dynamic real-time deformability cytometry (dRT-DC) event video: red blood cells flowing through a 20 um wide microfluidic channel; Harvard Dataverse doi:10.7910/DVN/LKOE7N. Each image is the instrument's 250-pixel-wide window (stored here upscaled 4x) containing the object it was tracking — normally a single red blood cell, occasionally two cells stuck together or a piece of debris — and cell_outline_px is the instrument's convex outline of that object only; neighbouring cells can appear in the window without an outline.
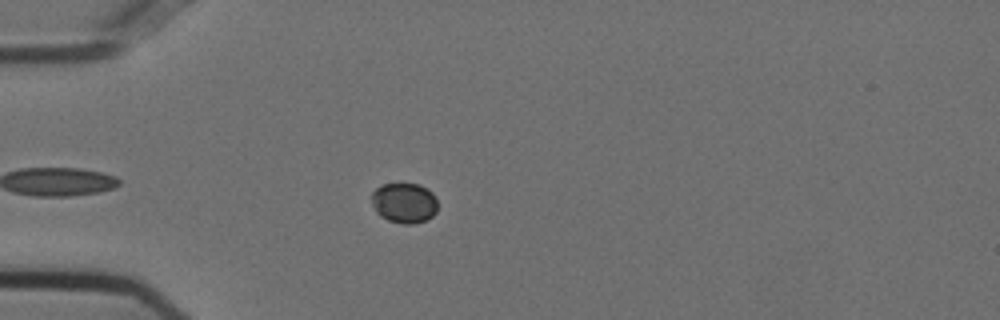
{"species": "Egyptian fruit bat (a non-hibernating species)", "species_latin": "Rousettus aegyptiacus", "temperature_condition": "cold", "stored_images_in_passage": 47, "camera_frame_rate_fps": 3000, "um_per_image_px": 0.085, "animal": {"sex": "female"}, "frame": {"image": 1, "passage_image": 8, "time_ms": 2.333, "image_size_px": [1000, 320], "cell_outline_px": [[436, 212], [428, 220], [412, 224], [404, 224], [388, 220], [380, 216], [376, 212], [372, 204], [372, 192], [376, 188], [384, 184], [420, 184], [428, 188], [436, 196]], "centroid_in_image_um": [34.37, 17.25], "position_along_channel_um": 50.6, "area_um2": 15.61}}
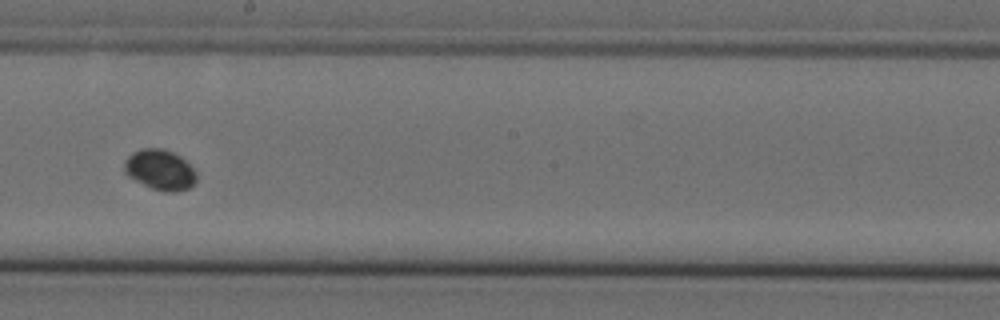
{"frame": {"image": 2, "passage_image": 24, "time_ms": 7.667, "image_size_px": [1000, 320], "cell_outline_px": [[196, 180], [188, 188], [176, 192], [164, 192], [152, 188], [128, 176], [124, 172], [124, 160], [132, 152], [144, 148], [160, 148], [172, 152], [180, 156], [196, 172]], "centroid_in_image_um": [13.58, 14.43], "position_along_channel_um": 234.6, "area_um2": 16.82}}
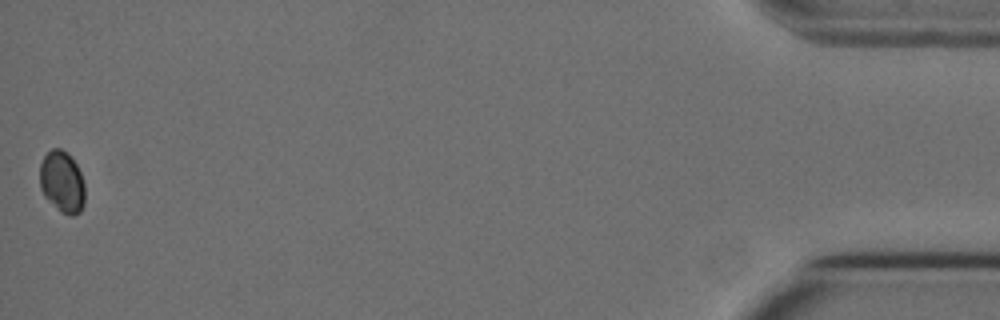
{"frame": {"image": 3, "passage_image": 47, "time_ms": 15.333, "image_size_px": [1000, 320], "cell_outline_px": [[84, 204], [80, 212], [72, 216], [68, 216], [60, 212], [44, 196], [40, 188], [40, 164], [44, 156], [52, 148], [60, 148], [68, 152], [76, 164], [80, 172], [84, 184]], "centroid_in_image_um": [5.27, 15.47], "position_along_channel_um": 429.9, "area_um2": 16.36}}